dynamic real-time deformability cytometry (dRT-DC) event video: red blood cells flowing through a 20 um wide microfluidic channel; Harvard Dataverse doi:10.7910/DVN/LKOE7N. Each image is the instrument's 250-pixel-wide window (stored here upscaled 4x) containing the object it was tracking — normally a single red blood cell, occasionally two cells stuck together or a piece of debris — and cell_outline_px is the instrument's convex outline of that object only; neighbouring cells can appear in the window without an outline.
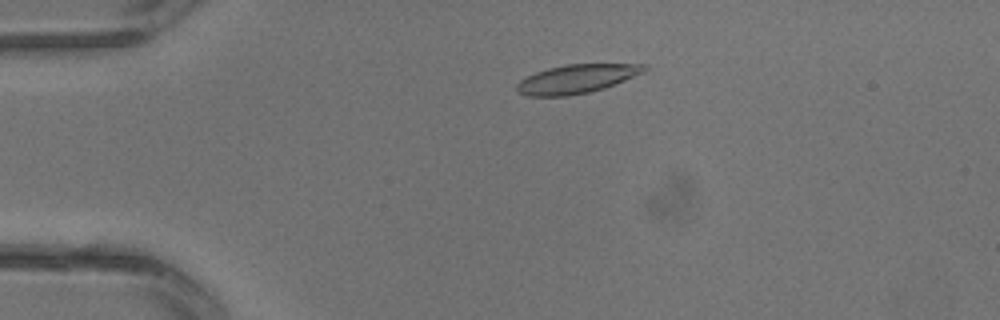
{"species": "common noctule bat (a hibernating species)", "species_latin": "Nyctalus noctula", "temperature_condition": "warm", "stored_images_in_passage": 3, "camera_frame_rate_fps": 3000, "um_per_image_px": 0.085, "animal": {"sex": "male", "body_mass_g": 13.3}, "frame": {"image": 1, "passage_image": 2, "time_ms": 0.333, "image_size_px": [1000, 320], "cell_outline_px": [[648, 68], [644, 72], [604, 88], [588, 92], [568, 96], [528, 96], [520, 92], [516, 88], [516, 84], [520, 80], [536, 72], [548, 68], [568, 64], [644, 64]], "centroid_in_image_um": [49.01, 6.7], "position_along_channel_um": 36.0, "area_um2": 21.1}}